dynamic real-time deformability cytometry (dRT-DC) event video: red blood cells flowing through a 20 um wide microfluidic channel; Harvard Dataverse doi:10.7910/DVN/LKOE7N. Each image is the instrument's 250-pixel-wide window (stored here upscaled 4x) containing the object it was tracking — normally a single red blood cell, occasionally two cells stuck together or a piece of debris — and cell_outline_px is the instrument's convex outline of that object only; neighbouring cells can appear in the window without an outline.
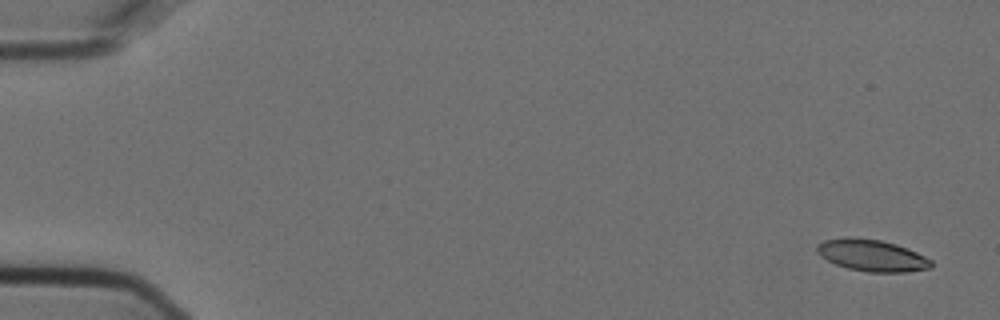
{"species": "Egyptian fruit bat (a non-hibernating species)", "species_latin": "Rousettus aegyptiacus", "temperature_condition": "cold", "stored_images_in_passage": 4, "camera_frame_rate_fps": 3000, "um_per_image_px": 0.085, "animal": {"sex": "female"}, "frame": {"image": 1, "passage_image": 1, "time_ms": 0.0, "image_size_px": [1000, 320], "cell_outline_px": [[932, 268], [908, 272], [868, 272], [848, 268], [836, 264], [820, 256], [816, 248], [816, 244], [824, 240], [844, 236], [848, 236], [880, 240], [896, 244], [916, 252], [932, 260]], "centroid_in_image_um": [74.1, 21.7], "position_along_channel_um": 10.9, "area_um2": 21.21}}
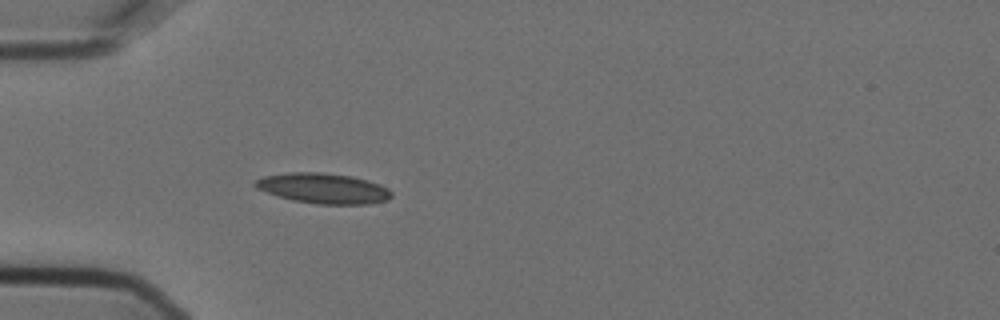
{"frame": {"image": 2, "passage_image": 4, "time_ms": 1.0, "image_size_px": [1000, 320], "cell_outline_px": [[392, 196], [388, 200], [368, 204], [316, 204], [292, 200], [276, 196], [256, 188], [252, 184], [256, 180], [264, 176], [288, 172], [320, 172], [352, 176], [380, 184], [388, 188], [392, 192]], "centroid_in_image_um": [27.47, 16.01], "position_along_channel_um": 57.5, "area_um2": 24.22}}